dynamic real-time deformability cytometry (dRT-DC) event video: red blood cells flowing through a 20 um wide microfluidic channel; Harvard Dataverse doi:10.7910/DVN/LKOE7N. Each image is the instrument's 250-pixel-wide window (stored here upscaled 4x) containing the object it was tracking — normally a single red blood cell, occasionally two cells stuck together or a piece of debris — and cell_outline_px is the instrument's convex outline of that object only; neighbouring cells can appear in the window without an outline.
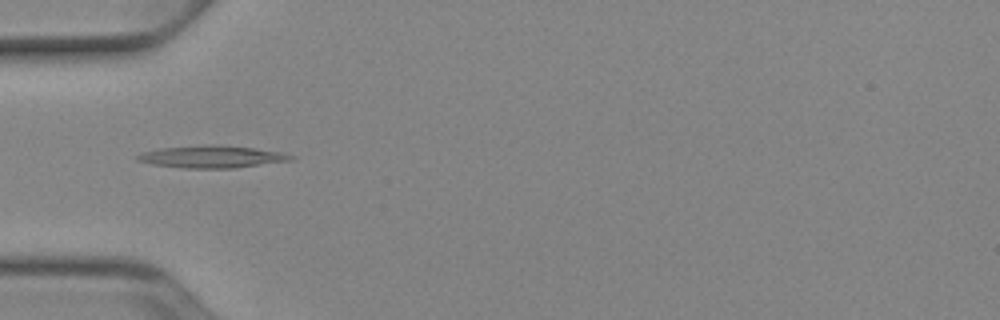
{"species": "Egyptian fruit bat (a non-hibernating species)", "species_latin": "Rousettus aegyptiacus", "temperature_condition": "cold", "stored_images_in_passage": 45, "camera_frame_rate_fps": 3000, "um_per_image_px": 0.085, "animal": {"sex": "female"}, "frame": {"image": 1, "passage_image": 10, "time_ms": 3.0, "image_size_px": [1000, 320], "cell_outline_px": [[296, 156], [292, 160], [232, 168], [184, 168], [152, 164], [136, 160], [136, 156], [140, 152], [160, 148], [204, 144], [216, 144], [252, 148], [280, 152]], "centroid_in_image_um": [17.95, 13.31], "position_along_channel_um": 67.1, "area_um2": 19.88}}
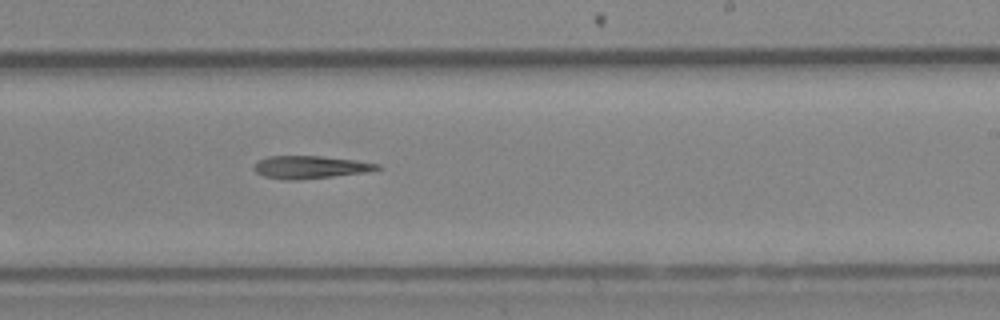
{"frame": {"image": 2, "passage_image": 25, "time_ms": 8.0, "image_size_px": [1000, 320], "cell_outline_px": [[384, 168], [364, 172], [332, 176], [296, 180], [284, 180], [264, 176], [256, 172], [252, 168], [260, 160], [268, 156], [320, 156], [356, 160], [380, 164]], "centroid_in_image_um": [26.38, 14.2], "position_along_channel_um": 262.6, "area_um2": 16.18}}
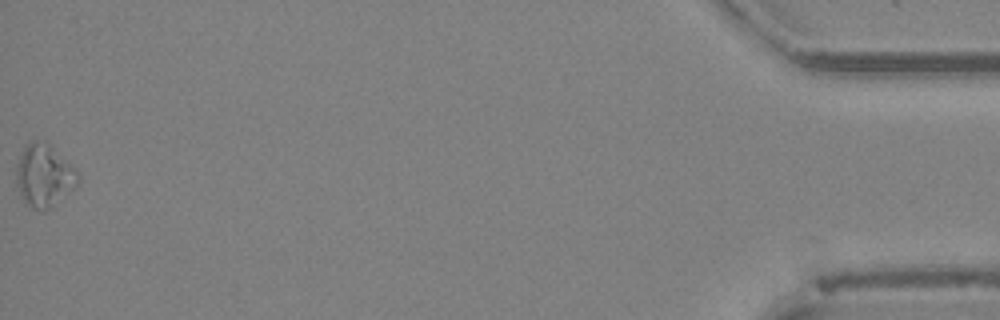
{"frame": {"image": 3, "passage_image": 45, "time_ms": 14.667, "image_size_px": [1000, 320], "cell_outline_px": [[80, 180], [72, 188], [44, 212], [40, 212], [24, 204], [20, 196], [16, 184], [16, 168], [24, 144], [28, 140], [44, 140], [80, 172]], "centroid_in_image_um": [3.71, 14.91], "position_along_channel_um": 431.5, "area_um2": 22.66}}